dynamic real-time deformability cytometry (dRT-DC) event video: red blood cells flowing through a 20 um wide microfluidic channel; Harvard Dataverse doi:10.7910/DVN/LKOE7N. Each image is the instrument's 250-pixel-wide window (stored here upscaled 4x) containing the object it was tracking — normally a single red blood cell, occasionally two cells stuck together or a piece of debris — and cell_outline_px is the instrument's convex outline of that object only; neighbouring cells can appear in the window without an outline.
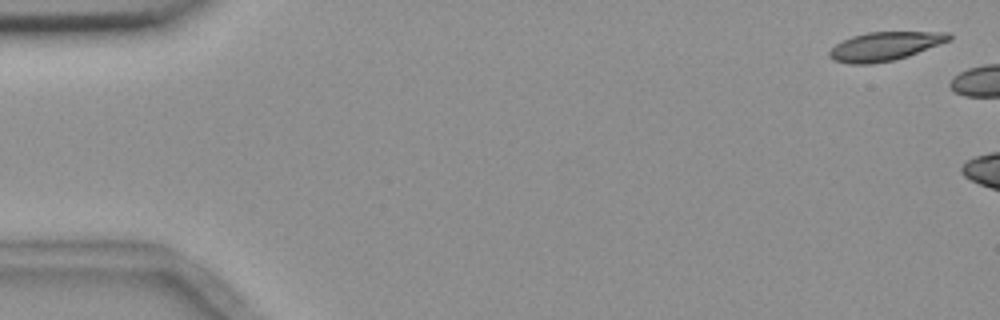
{"species": "common noctule bat (a hibernating species)", "species_latin": "Nyctalus noctula", "temperature_condition": "room temperature", "stored_images_in_passage": 2, "camera_frame_rate_fps": 3000, "um_per_image_px": 0.085, "animal": {"sex": "female", "body_mass_g": 18.4}, "frame": {"image": 1, "passage_image": 1, "time_ms": 0.0, "image_size_px": [1000, 320], "cell_outline_px": [[952, 40], [908, 56], [892, 60], [868, 64], [848, 64], [832, 60], [828, 56], [828, 52], [836, 44], [852, 36], [868, 32], [948, 32], [952, 36]], "centroid_in_image_um": [75.21, 3.93], "position_along_channel_um": 9.8, "area_um2": 20.0}}